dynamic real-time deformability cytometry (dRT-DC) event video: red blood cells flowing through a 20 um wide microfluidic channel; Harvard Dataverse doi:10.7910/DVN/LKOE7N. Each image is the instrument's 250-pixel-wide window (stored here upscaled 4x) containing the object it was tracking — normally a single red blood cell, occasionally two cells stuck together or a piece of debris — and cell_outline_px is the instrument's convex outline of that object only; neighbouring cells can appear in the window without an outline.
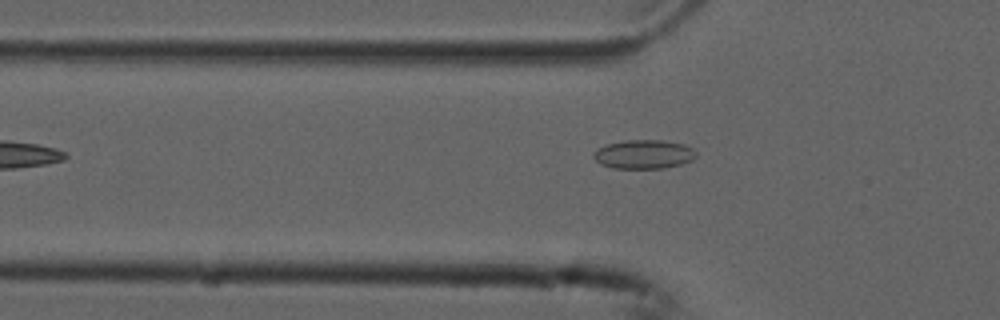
{"species": "common noctule bat (a hibernating species)", "species_latin": "Nyctalus noctula", "temperature_condition": "cold", "stored_images_in_passage": 5, "camera_frame_rate_fps": 3000, "um_per_image_px": 0.085, "animal": {"sex": "male", "forearm_length_mm": 52.5}, "frame": {"image": 1, "passage_image": 5, "time_ms": 1.333, "image_size_px": [1000, 320], "cell_outline_px": [[696, 156], [692, 160], [680, 164], [664, 168], [612, 168], [600, 164], [592, 156], [592, 152], [596, 148], [608, 144], [624, 140], [660, 140], [684, 144], [692, 148], [696, 152]], "centroid_in_image_um": [54.68, 13.11], "position_along_channel_um": 71.1, "area_um2": 17.34}}